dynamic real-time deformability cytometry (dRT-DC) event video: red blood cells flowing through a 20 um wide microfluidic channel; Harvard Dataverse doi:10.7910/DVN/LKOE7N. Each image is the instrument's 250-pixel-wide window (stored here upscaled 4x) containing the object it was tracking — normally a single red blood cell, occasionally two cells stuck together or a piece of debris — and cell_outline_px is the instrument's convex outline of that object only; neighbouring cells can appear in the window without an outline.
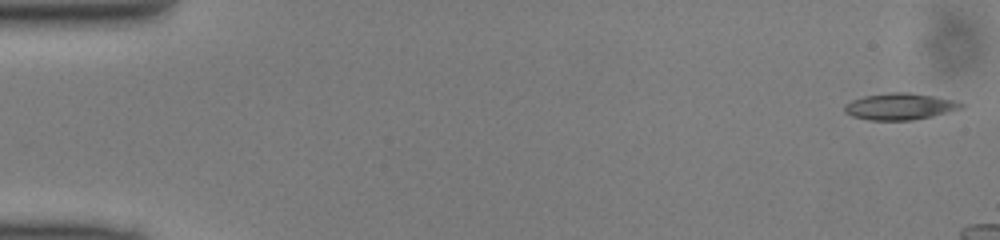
{"species": "common noctule bat (a hibernating species)", "species_latin": "Nyctalus noctula", "temperature_condition": "cold", "stored_images_in_passage": 12, "camera_frame_rate_fps": 3000, "um_per_image_px": 0.085, "animal": {"sex": "male", "body_mass_g": 13.0, "forearm_length_mm": 53.1}, "frame": {"image": 1, "passage_image": 1, "time_ms": 0.0, "image_size_px": [1000, 240], "cell_outline_px": [[964, 108], [932, 116], [912, 120], [868, 120], [852, 116], [844, 112], [844, 104], [852, 100], [864, 96], [892, 92], [908, 92], [936, 96], [956, 100], [964, 104]], "centroid_in_image_um": [76.5, 9.04], "position_along_channel_um": 8.5, "area_um2": 18.21}}